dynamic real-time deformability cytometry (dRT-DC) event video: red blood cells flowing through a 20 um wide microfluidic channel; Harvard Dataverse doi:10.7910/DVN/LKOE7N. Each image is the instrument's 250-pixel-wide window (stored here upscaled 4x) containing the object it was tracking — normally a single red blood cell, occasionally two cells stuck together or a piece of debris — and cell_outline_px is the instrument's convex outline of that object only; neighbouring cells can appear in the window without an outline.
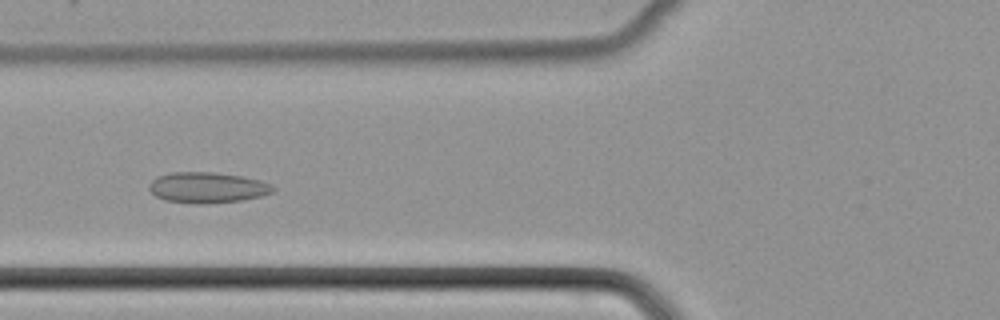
{"species": "common noctule bat (a hibernating species)", "species_latin": "Nyctalus noctula", "temperature_condition": "cold", "stored_images_in_passage": 49, "camera_frame_rate_fps": 3000, "um_per_image_px": 0.085, "animal": {"sex": "female", "body_mass_g": 22.7, "forearm_length_mm": 54.2}, "frame": {"image": 1, "passage_image": 18, "time_ms": 5.667, "image_size_px": [1000, 320], "cell_outline_px": [[276, 188], [272, 192], [260, 196], [240, 200], [204, 204], [200, 204], [164, 200], [156, 196], [148, 188], [148, 184], [156, 176], [172, 172], [212, 172], [240, 176], [260, 180], [272, 184]], "centroid_in_image_um": [17.6, 15.93], "position_along_channel_um": 108.2, "area_um2": 22.14}}
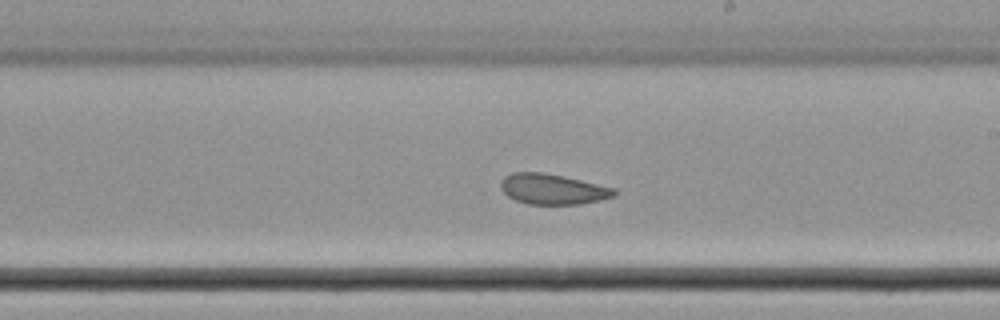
{"frame": {"image": 2, "passage_image": 28, "time_ms": 9.0, "image_size_px": [1000, 320], "cell_outline_px": [[620, 192], [616, 196], [600, 200], [580, 204], [528, 204], [516, 200], [508, 196], [500, 188], [500, 180], [504, 176], [512, 172], [544, 172], [564, 176], [616, 188]], "centroid_in_image_um": [47.0, 16.07], "position_along_channel_um": 242.0, "area_um2": 20.4}}
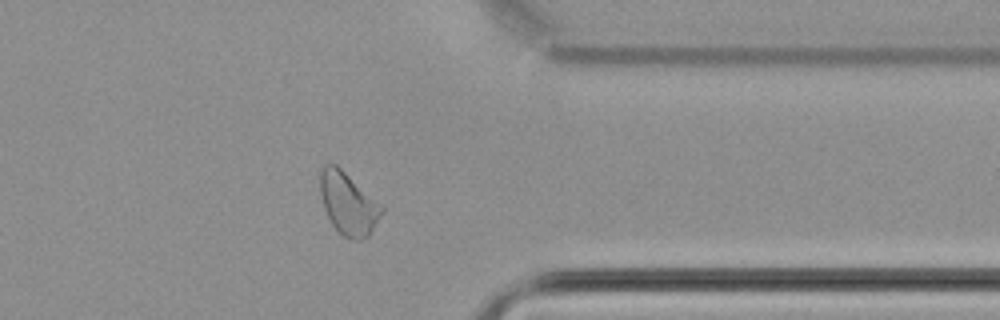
{"frame": {"image": 3, "passage_image": 39, "time_ms": 12.667, "image_size_px": [1000, 320], "cell_outline_px": [[384, 212], [368, 236], [364, 240], [352, 240], [344, 236], [332, 224], [324, 208], [320, 192], [320, 172], [324, 164], [336, 164], [384, 204]], "centroid_in_image_um": [29.64, 17.29], "position_along_channel_um": 381.8, "area_um2": 22.66}}